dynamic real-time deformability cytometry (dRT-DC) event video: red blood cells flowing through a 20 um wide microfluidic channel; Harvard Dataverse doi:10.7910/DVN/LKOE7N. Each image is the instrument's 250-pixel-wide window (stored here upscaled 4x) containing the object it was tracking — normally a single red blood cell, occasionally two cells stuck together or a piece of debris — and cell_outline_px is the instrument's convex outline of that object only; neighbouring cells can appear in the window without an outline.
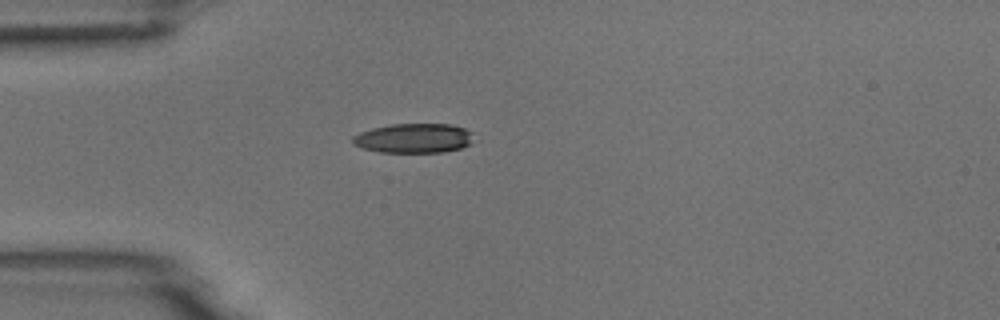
{"species": "common noctule bat (a hibernating species)", "species_latin": "Nyctalus noctula", "temperature_condition": "room temperature", "stored_images_in_passage": 40, "camera_frame_rate_fps": 3000, "um_per_image_px": 0.085, "animal": {"sex": "male", "body_mass_g": 18.8}, "frame": {"image": 1, "passage_image": 1, "time_ms": 0.0, "image_size_px": [1000, 320], "cell_outline_px": [[472, 144], [460, 148], [444, 152], [380, 152], [364, 148], [352, 144], [352, 136], [360, 132], [372, 128], [392, 124], [448, 124], [464, 128], [472, 132]], "centroid_in_image_um": [35.17, 11.75], "position_along_channel_um": 49.8, "area_um2": 20.81}}
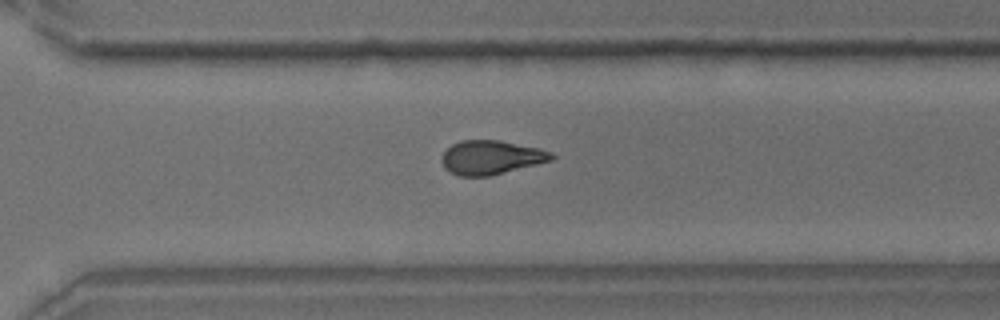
{"frame": {"image": 2, "passage_image": 24, "time_ms": 7.667, "image_size_px": [1000, 320], "cell_outline_px": [[556, 156], [552, 160], [488, 176], [460, 176], [444, 168], [440, 160], [444, 152], [452, 144], [460, 140], [496, 140], [540, 148], [552, 152]], "centroid_in_image_um": [41.73, 13.37], "position_along_channel_um": 328.9, "area_um2": 21.56}}
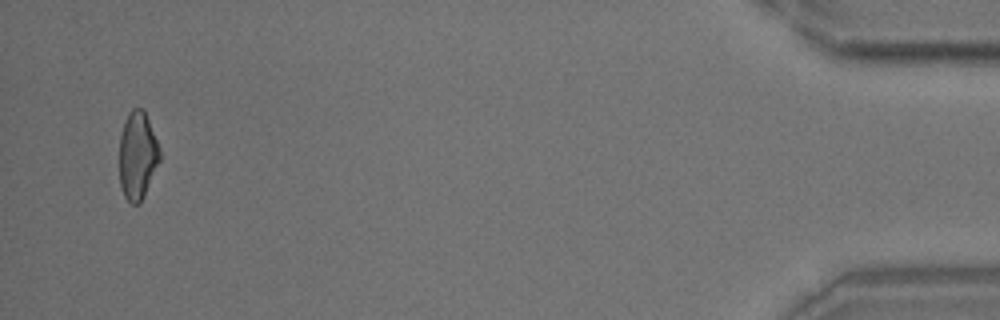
{"frame": {"image": 3, "passage_image": 38, "time_ms": 12.333, "image_size_px": [1000, 320], "cell_outline_px": [[160, 160], [144, 196], [140, 204], [132, 204], [124, 196], [120, 184], [120, 136], [124, 120], [128, 112], [132, 108], [144, 108], [160, 148]], "centroid_in_image_um": [11.69, 13.19], "position_along_channel_um": 423.5, "area_um2": 20.81}, "authors_computed_cell_mechanics": {"area_um2": 22.1085, "velocity_mm_per_s": 3.784, "shape_relaxation_time_tau1_ms": 4.3948, "shape_relaxation_time_tau2_ms": 4.5694, "deformation_change_tau1": 0.1405, "deformation_change_tau2": 0.124}}